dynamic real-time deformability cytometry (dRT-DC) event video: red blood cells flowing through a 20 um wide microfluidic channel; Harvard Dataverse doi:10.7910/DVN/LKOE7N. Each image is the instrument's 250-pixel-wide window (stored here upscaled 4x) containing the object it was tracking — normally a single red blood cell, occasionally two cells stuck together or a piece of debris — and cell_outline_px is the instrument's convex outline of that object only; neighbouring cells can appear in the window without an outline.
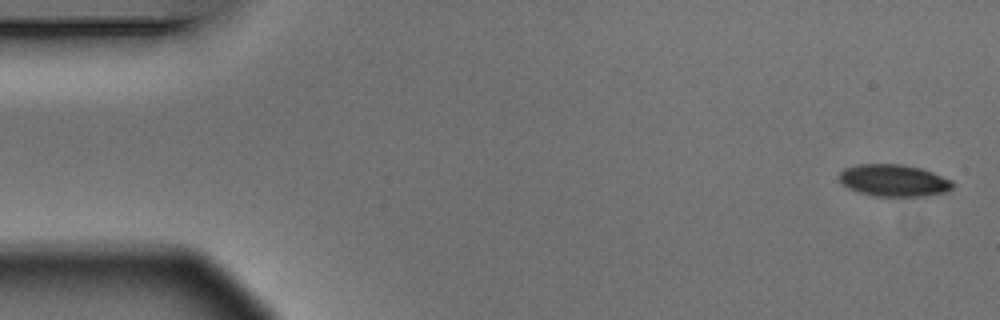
{"species": "Egyptian fruit bat (a non-hibernating species)", "species_latin": "Rousettus aegyptiacus", "temperature_condition": "warm", "stored_images_in_passage": 5, "camera_frame_rate_fps": 3000, "um_per_image_px": 0.085, "animal": {"sex": "male"}, "frame": {"image": 1, "passage_image": 1, "time_ms": 0.0, "image_size_px": [1000, 320], "cell_outline_px": [[956, 184], [948, 192], [928, 196], [872, 196], [856, 192], [840, 184], [840, 172], [844, 168], [860, 164], [900, 164], [920, 168], [932, 172], [952, 180]], "centroid_in_image_um": [75.98, 15.35], "position_along_channel_um": 9.0, "area_um2": 21.44}}
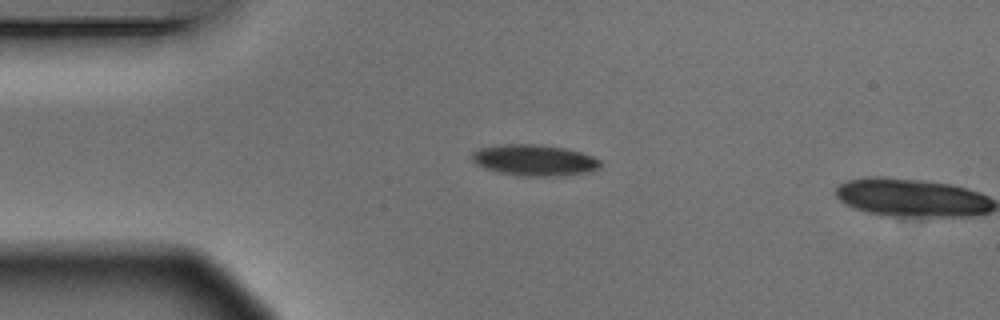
{"frame": {"image": 2, "passage_image": 4, "time_ms": 1.0, "image_size_px": [1000, 320], "cell_outline_px": [[600, 168], [592, 172], [564, 176], [520, 176], [496, 172], [484, 168], [476, 164], [472, 160], [472, 152], [480, 148], [500, 144], [536, 144], [564, 148], [580, 152], [592, 156], [600, 160]], "centroid_in_image_um": [45.43, 13.63], "position_along_channel_um": 39.6, "area_um2": 23.58}}